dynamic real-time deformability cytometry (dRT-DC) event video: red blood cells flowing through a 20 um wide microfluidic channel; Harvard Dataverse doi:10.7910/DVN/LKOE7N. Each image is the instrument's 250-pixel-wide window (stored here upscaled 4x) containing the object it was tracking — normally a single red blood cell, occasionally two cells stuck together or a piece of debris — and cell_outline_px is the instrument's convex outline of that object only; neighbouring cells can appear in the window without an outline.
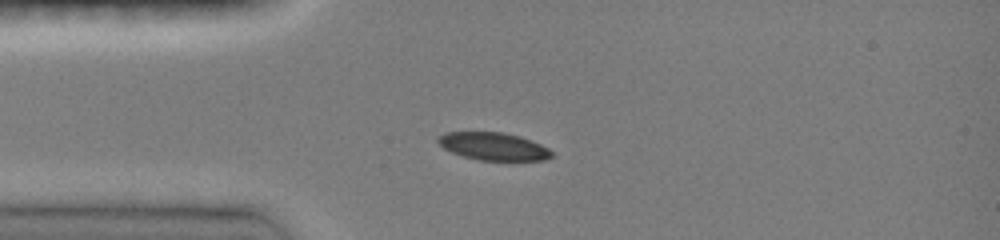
{"species": "common noctule bat (a hibernating species)", "species_latin": "Nyctalus noctula", "temperature_condition": "room temperature", "stored_images_in_passage": 5, "camera_frame_rate_fps": 3000, "um_per_image_px": 0.085, "animal": {"sex": "female", "body_mass_g": 19.0, "forearm_length_mm": 51.5}, "frame": {"image": 1, "passage_image": 4, "time_ms": 2.333, "image_size_px": [1000, 240], "cell_outline_px": [[552, 156], [544, 160], [480, 160], [464, 156], [452, 152], [444, 148], [436, 140], [436, 136], [444, 132], [504, 132], [520, 136], [540, 144], [548, 148], [552, 152]], "centroid_in_image_um": [41.91, 12.42], "position_along_channel_um": 43.1, "area_um2": 18.26}}